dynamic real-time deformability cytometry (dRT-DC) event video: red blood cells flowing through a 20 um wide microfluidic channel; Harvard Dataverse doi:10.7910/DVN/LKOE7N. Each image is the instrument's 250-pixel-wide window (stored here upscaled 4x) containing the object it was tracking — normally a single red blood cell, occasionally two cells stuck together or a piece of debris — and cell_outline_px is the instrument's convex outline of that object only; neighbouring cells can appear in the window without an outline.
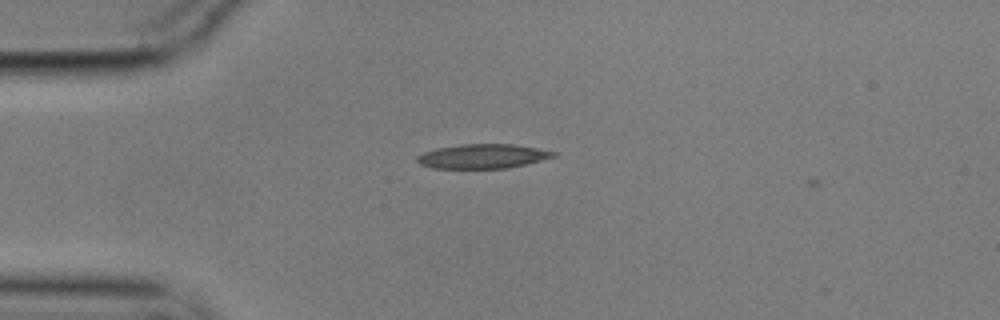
{"species": "common noctule bat (a hibernating species)", "species_latin": "Nyctalus noctula", "temperature_condition": "cold", "stored_images_in_passage": 4, "camera_frame_rate_fps": 3000, "um_per_image_px": 0.085, "animal": {"sex": "male", "body_mass_g": 17.9}, "frame": {"image": 1, "passage_image": 3, "time_ms": 0.667, "image_size_px": [1000, 320], "cell_outline_px": [[556, 156], [508, 168], [432, 168], [420, 164], [416, 160], [416, 156], [424, 152], [436, 148], [460, 144], [516, 144], [556, 152]], "centroid_in_image_um": [40.99, 13.27], "position_along_channel_um": 44.0, "area_um2": 19.25}}